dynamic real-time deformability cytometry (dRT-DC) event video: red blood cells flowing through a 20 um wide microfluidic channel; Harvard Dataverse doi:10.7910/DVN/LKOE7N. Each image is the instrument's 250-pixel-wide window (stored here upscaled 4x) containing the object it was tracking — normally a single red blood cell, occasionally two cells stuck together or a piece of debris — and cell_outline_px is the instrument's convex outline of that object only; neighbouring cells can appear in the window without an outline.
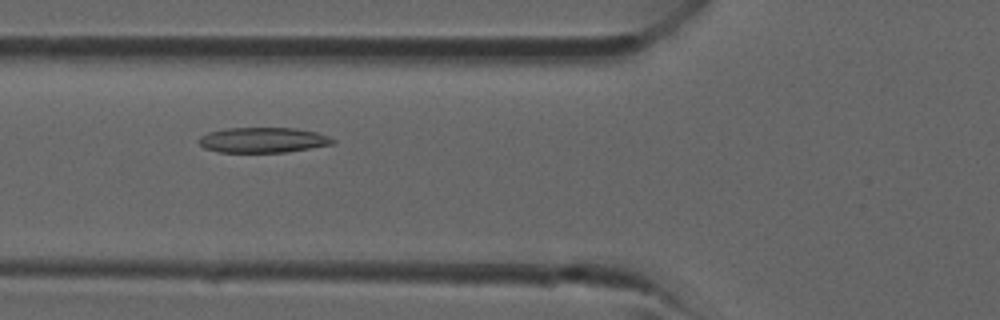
{"species": "common noctule bat (a hibernating species)", "species_latin": "Nyctalus noctula", "temperature_condition": "room temperature", "stored_images_in_passage": 29, "camera_frame_rate_fps": 3000, "um_per_image_px": 0.085, "animal": {"sex": "male", "forearm_length_mm": 52.5}, "frame": {"image": 1, "passage_image": 8, "time_ms": 2.333, "image_size_px": [1000, 320], "cell_outline_px": [[336, 140], [332, 144], [284, 152], [220, 152], [204, 148], [200, 144], [200, 136], [208, 132], [228, 128], [296, 128], [316, 132], [328, 136]], "centroid_in_image_um": [22.34, 11.9], "position_along_channel_um": 103.5, "area_um2": 19.48}}
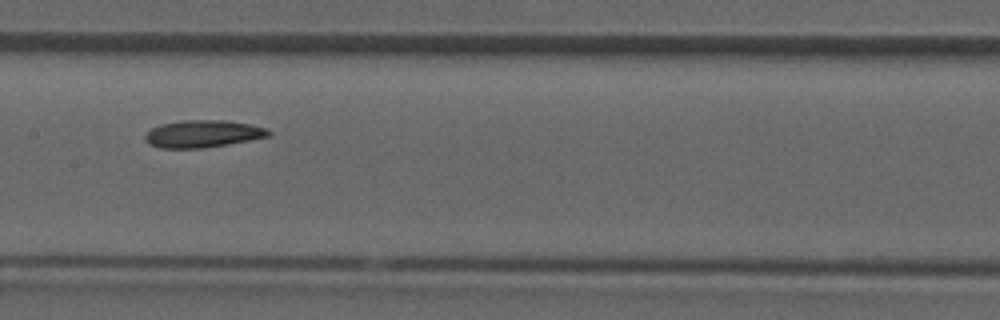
{"frame": {"image": 2, "passage_image": 13, "time_ms": 4.0, "image_size_px": [1000, 320], "cell_outline_px": [[272, 132], [268, 136], [228, 144], [204, 148], [160, 148], [148, 144], [144, 140], [144, 136], [152, 128], [160, 124], [184, 120], [228, 120], [268, 128]], "centroid_in_image_um": [17.22, 11.37], "position_along_channel_um": 190.2, "area_um2": 19.65}}
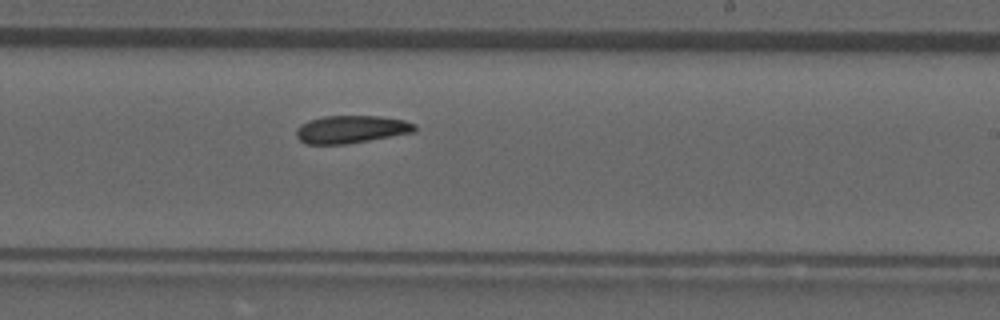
{"frame": {"image": 3, "passage_image": 17, "time_ms": 5.333, "image_size_px": [1000, 320], "cell_outline_px": [[416, 132], [344, 144], [308, 144], [300, 140], [296, 136], [296, 128], [300, 124], [308, 120], [324, 116], [380, 116], [404, 120], [416, 124]], "centroid_in_image_um": [29.84, 10.98], "position_along_channel_um": 259.2, "area_um2": 19.13}}